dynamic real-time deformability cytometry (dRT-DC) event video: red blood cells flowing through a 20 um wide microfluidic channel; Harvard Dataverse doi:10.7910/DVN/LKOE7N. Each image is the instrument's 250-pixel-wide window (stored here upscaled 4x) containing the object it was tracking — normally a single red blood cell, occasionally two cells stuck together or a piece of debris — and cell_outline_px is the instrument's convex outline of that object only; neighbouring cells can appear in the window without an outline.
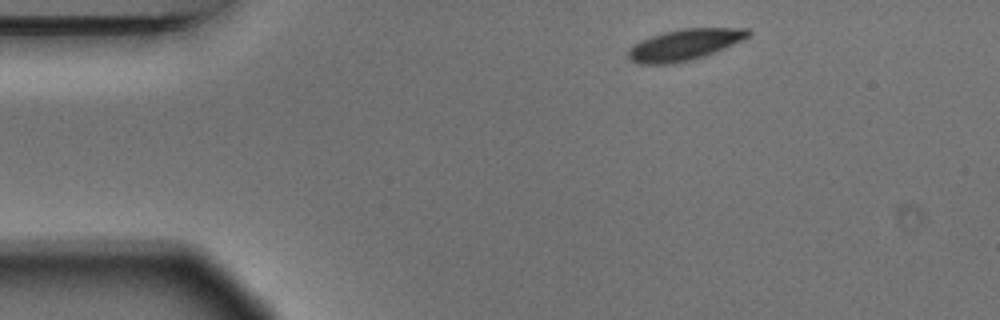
{"species": "Egyptian fruit bat (a non-hibernating species)", "species_latin": "Rousettus aegyptiacus", "temperature_condition": "warm", "stored_images_in_passage": 3, "camera_frame_rate_fps": 3000, "um_per_image_px": 0.085, "animal": {"sex": "male"}, "frame": {"image": 1, "passage_image": 1, "time_ms": 0.0, "image_size_px": [1000, 320], "cell_outline_px": [[752, 32], [748, 36], [724, 48], [704, 56], [692, 60], [668, 64], [636, 64], [628, 56], [628, 48], [640, 40], [664, 32], [684, 28], [748, 28]], "centroid_in_image_um": [58.15, 3.8], "position_along_channel_um": 26.9, "area_um2": 21.62}}
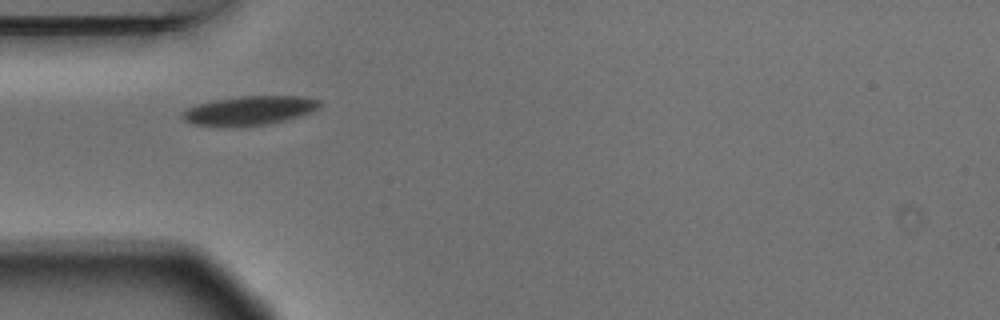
{"frame": {"image": 2, "passage_image": 3, "time_ms": 0.667, "image_size_px": [1000, 320], "cell_outline_px": [[320, 108], [312, 112], [300, 116], [284, 120], [264, 124], [192, 124], [184, 120], [180, 116], [180, 112], [188, 108], [200, 104], [216, 100], [240, 96], [300, 96], [320, 100]], "centroid_in_image_um": [21.26, 9.35], "position_along_channel_um": 63.7, "area_um2": 22.37}}